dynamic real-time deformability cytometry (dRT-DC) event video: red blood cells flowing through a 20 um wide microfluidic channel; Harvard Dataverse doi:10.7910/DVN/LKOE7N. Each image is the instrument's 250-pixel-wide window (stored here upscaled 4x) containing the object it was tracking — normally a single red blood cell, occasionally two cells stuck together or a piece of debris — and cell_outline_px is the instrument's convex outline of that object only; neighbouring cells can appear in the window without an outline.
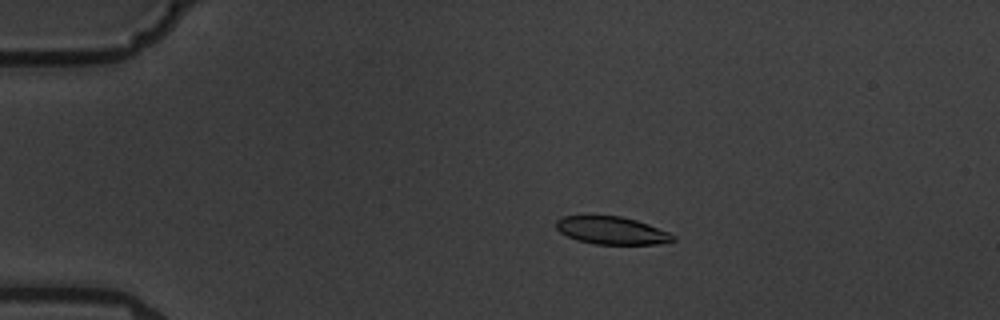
{"species": "common noctule bat (a hibernating species)", "species_latin": "Nyctalus noctula", "temperature_condition": "warm", "stored_images_in_passage": 5, "camera_frame_rate_fps": 3000, "um_per_image_px": 0.085, "animal": {"sex": "male", "body_mass_g": 19.5, "forearm_length_mm": 54.6}, "frame": {"image": 1, "passage_image": 4, "time_ms": 3.333, "image_size_px": [1000, 320], "cell_outline_px": [[676, 240], [656, 244], [596, 244], [576, 240], [560, 232], [556, 228], [556, 220], [564, 216], [620, 216], [636, 220], [648, 224], [668, 232], [676, 236]], "centroid_in_image_um": [51.99, 19.59], "position_along_channel_um": 33.0, "area_um2": 18.73}}